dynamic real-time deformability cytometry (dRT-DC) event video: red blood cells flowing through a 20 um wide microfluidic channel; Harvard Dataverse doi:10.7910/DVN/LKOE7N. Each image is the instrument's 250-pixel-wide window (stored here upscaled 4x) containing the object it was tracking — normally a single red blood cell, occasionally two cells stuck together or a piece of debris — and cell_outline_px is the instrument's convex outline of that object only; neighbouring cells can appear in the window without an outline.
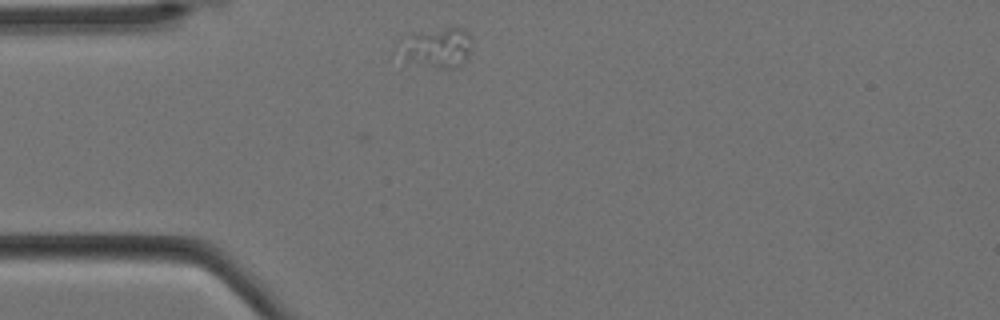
{"species": "Egyptian fruit bat (a non-hibernating species)", "species_latin": "Rousettus aegyptiacus", "temperature_condition": "cold", "stored_images_in_passage": 2, "camera_frame_rate_fps": 3000, "um_per_image_px": 0.085, "animal": {"sex": "female"}, "frame": {"image": 1, "passage_image": 1, "time_ms": 0.0, "image_size_px": [1000, 320], "cell_outline_px": [[472, 40], [468, 56], [456, 68], [440, 68], [404, 60], [400, 56], [400, 36], [412, 32], [456, 24], [464, 28], [468, 32]], "centroid_in_image_um": [37.13, 3.96], "position_along_channel_um": 47.9, "area_um2": 17.69}}
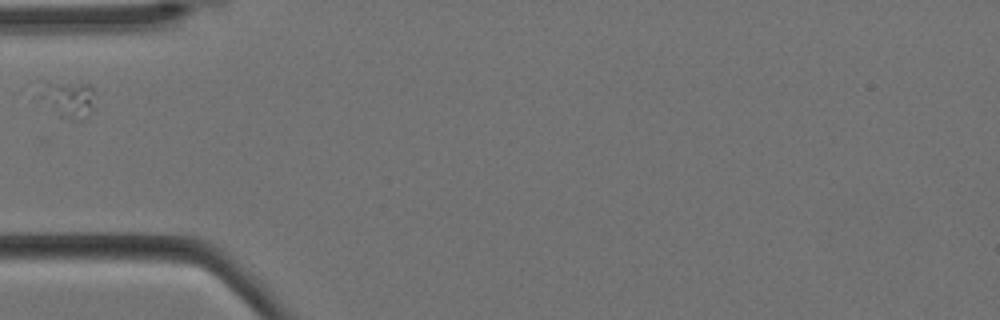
{"frame": {"image": 2, "passage_image": 2, "time_ms": 0.333, "image_size_px": [1000, 320], "cell_outline_px": [[96, 108], [92, 112], [80, 120], [72, 120], [64, 116], [52, 108], [40, 96], [48, 84], [92, 84]], "centroid_in_image_um": [6.0, 8.47], "position_along_channel_um": 79.0, "area_um2": 10.87}}